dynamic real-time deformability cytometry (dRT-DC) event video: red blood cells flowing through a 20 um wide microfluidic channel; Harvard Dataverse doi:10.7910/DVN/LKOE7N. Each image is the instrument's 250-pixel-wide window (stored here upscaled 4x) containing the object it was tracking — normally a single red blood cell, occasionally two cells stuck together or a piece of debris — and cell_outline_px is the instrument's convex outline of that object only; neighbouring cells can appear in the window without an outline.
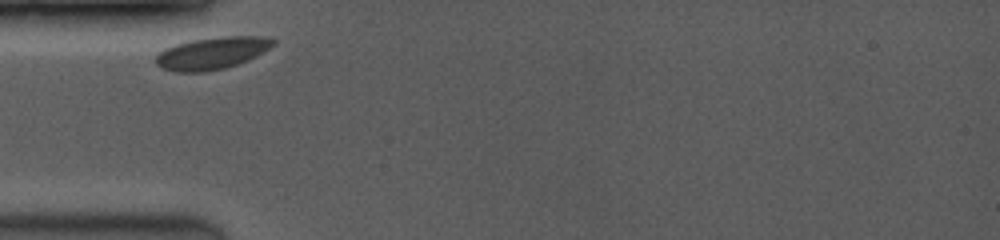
{"species": "common noctule bat (a hibernating species)", "species_latin": "Nyctalus noctula", "temperature_condition": "room temperature", "stored_images_in_passage": 26, "camera_frame_rate_fps": 3500, "um_per_image_px": 0.085, "animal": {"sex": "female", "body_mass_g": 19.0, "forearm_length_mm": 53.3}, "frame": {"image": 1, "passage_image": 1, "time_ms": 0.0, "image_size_px": [1000, 240], "cell_outline_px": [[276, 44], [248, 60], [224, 68], [204, 72], [176, 72], [160, 68], [156, 64], [156, 56], [164, 48], [176, 44], [192, 40], [220, 36], [260, 36], [276, 40]], "centroid_in_image_um": [17.99, 4.52], "position_along_channel_um": 67.0, "area_um2": 21.96}}
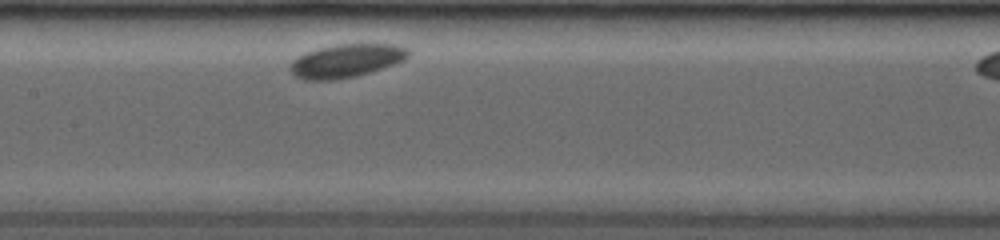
{"frame": {"image": 2, "passage_image": 9, "time_ms": 3.143, "image_size_px": [1000, 240], "cell_outline_px": [[408, 56], [404, 60], [356, 76], [332, 80], [304, 80], [296, 76], [288, 68], [288, 64], [296, 56], [304, 52], [336, 44], [396, 44], [408, 48]], "centroid_in_image_um": [29.36, 5.15], "position_along_channel_um": 178.0, "area_um2": 22.89}}
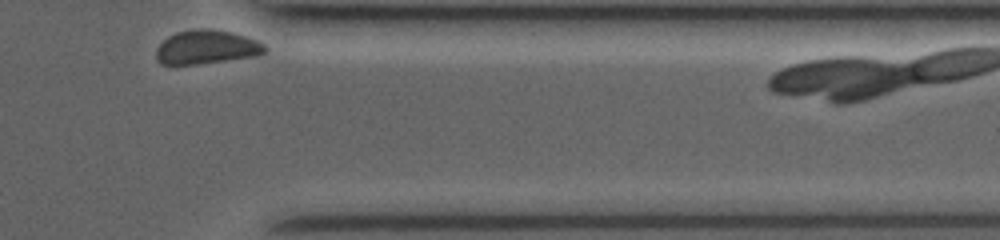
{"frame": {"image": 3, "passage_image": 26, "time_ms": 9.143, "image_size_px": [1000, 240], "cell_outline_px": [[268, 52], [256, 56], [196, 64], [160, 64], [156, 60], [156, 48], [168, 36], [176, 32], [196, 28], [208, 28], [232, 32], [256, 40], [264, 44], [268, 48]], "centroid_in_image_um": [17.56, 4.0], "position_along_channel_um": 393.8, "area_um2": 21.56}}